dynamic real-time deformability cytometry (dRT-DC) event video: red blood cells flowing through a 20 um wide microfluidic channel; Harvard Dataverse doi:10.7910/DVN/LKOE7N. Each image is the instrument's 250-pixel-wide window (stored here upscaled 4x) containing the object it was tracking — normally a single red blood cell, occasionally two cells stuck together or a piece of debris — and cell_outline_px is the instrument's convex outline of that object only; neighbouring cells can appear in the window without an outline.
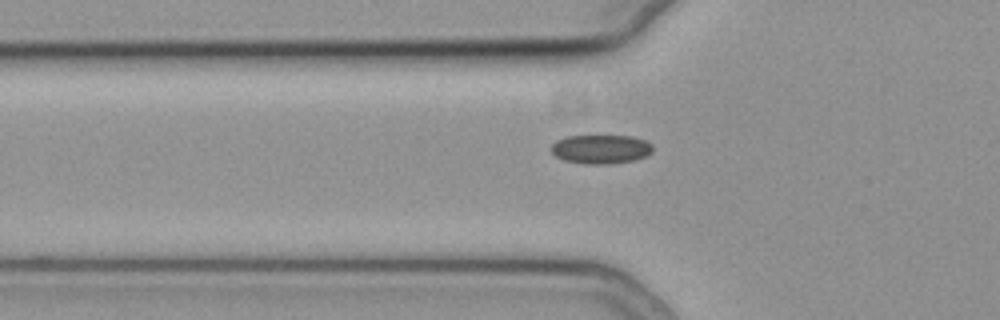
{"species": "common noctule bat (a hibernating species)", "species_latin": "Nyctalus noctula", "temperature_condition": "cold", "stored_images_in_passage": 44, "camera_frame_rate_fps": 3000, "um_per_image_px": 0.085, "animal": {"sex": "female", "body_mass_g": 19.3, "forearm_length_mm": 54.1}, "frame": {"image": 1, "passage_image": 10, "time_ms": 3.0, "image_size_px": [1000, 320], "cell_outline_px": [[652, 152], [644, 156], [632, 160], [608, 164], [584, 164], [564, 160], [556, 156], [552, 152], [552, 144], [556, 140], [564, 136], [632, 136], [644, 140], [652, 144]], "centroid_in_image_um": [51.04, 12.67], "position_along_channel_um": 74.8, "area_um2": 17.05}}
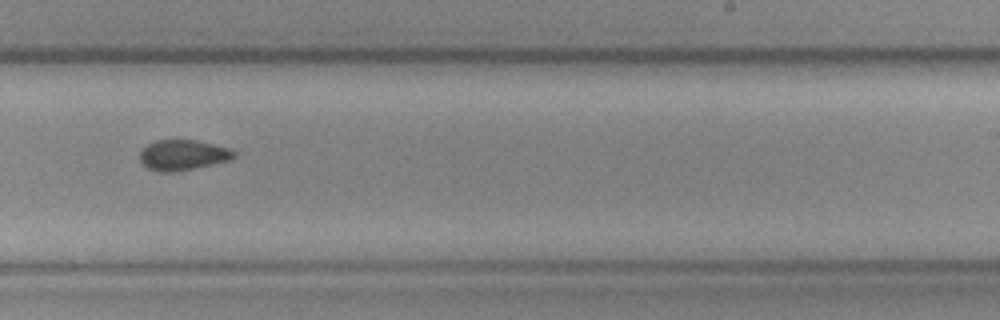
{"frame": {"image": 2, "passage_image": 26, "time_ms": 8.333, "image_size_px": [1000, 320], "cell_outline_px": [[236, 156], [232, 160], [196, 168], [176, 172], [160, 172], [148, 168], [140, 160], [140, 148], [156, 140], [196, 140], [228, 148], [236, 152]], "centroid_in_image_um": [15.55, 13.18], "position_along_channel_um": 273.5, "area_um2": 16.82}}
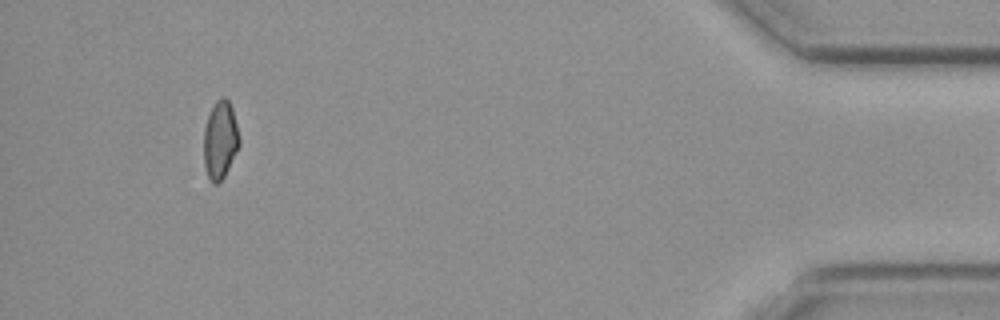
{"frame": {"image": 3, "passage_image": 43, "time_ms": 14.0, "image_size_px": [1000, 320], "cell_outline_px": [[240, 144], [224, 176], [216, 184], [212, 184], [208, 176], [204, 164], [204, 128], [212, 104], [220, 96], [224, 96], [228, 100], [232, 108], [240, 140]], "centroid_in_image_um": [18.7, 11.86], "position_along_channel_um": 416.5, "area_um2": 16.07}}